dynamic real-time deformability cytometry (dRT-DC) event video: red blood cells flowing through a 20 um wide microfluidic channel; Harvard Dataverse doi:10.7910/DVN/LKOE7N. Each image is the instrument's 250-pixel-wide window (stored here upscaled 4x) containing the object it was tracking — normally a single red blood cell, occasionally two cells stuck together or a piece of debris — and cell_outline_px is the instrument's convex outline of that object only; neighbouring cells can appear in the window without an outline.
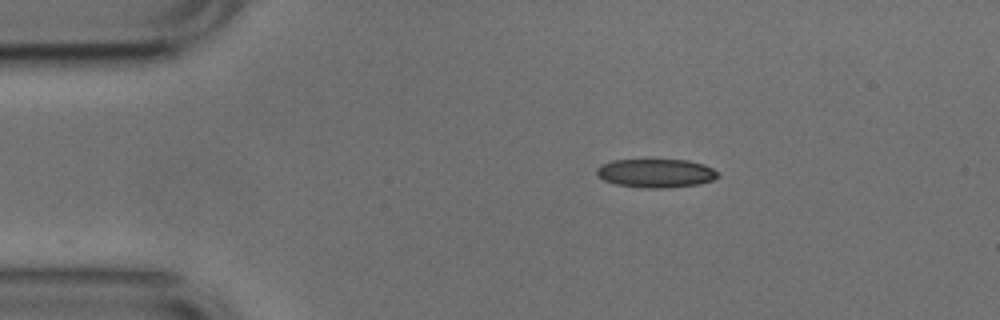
{"species": "common noctule bat (a hibernating species)", "species_latin": "Nyctalus noctula", "temperature_condition": "cold", "stored_images_in_passage": 20, "camera_frame_rate_fps": 3000, "um_per_image_px": 0.085, "animal": {"sex": "male", "body_mass_g": 17.9, "forearm_length_mm": 54.2}, "frame": {"image": 1, "passage_image": 1, "time_ms": 0.0, "image_size_px": [1000, 320], "cell_outline_px": [[720, 176], [712, 180], [696, 184], [668, 188], [644, 188], [616, 184], [604, 180], [596, 176], [596, 168], [600, 164], [612, 160], [688, 160], [704, 164], [720, 172]], "centroid_in_image_um": [55.74, 14.72], "position_along_channel_um": 29.3, "area_um2": 20.4}}
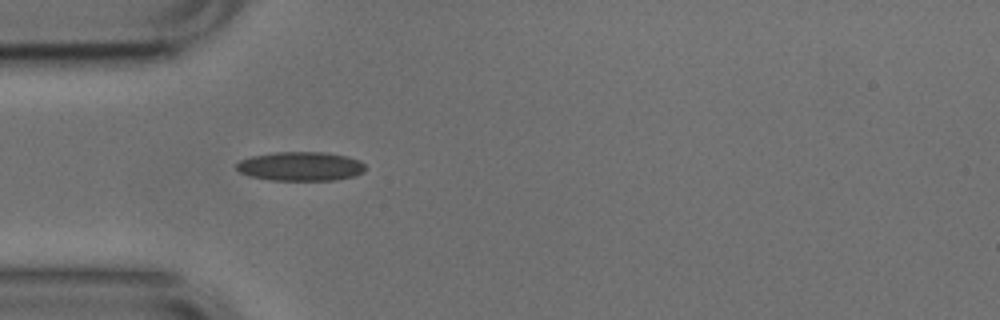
{"frame": {"image": 2, "passage_image": 7, "time_ms": 2.0, "image_size_px": [1000, 320], "cell_outline_px": [[364, 172], [352, 176], [336, 180], [272, 180], [248, 176], [240, 172], [236, 168], [236, 164], [240, 160], [252, 156], [272, 152], [324, 152], [348, 156], [360, 160], [364, 164]], "centroid_in_image_um": [25.54, 14.13], "position_along_channel_um": 59.5, "area_um2": 21.91}}
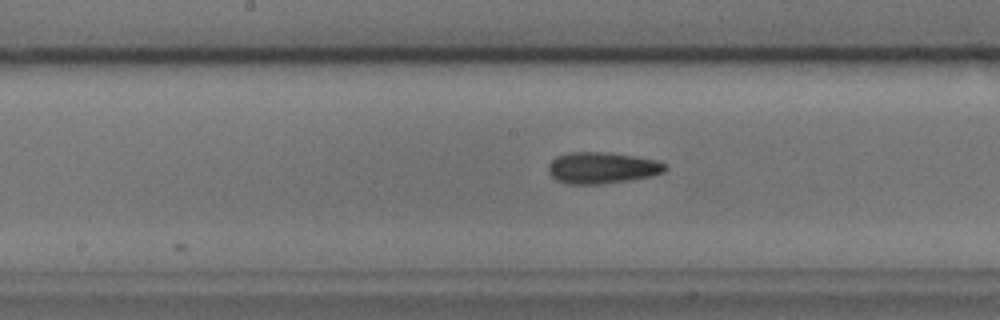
{"frame": {"image": 3, "passage_image": 18, "time_ms": 5.667, "image_size_px": [1000, 320], "cell_outline_px": [[668, 168], [664, 172], [652, 176], [628, 180], [600, 184], [568, 184], [556, 180], [548, 172], [548, 164], [556, 156], [568, 152], [608, 152], [656, 160], [664, 164]], "centroid_in_image_um": [51.14, 14.26], "position_along_channel_um": 197.1, "area_um2": 21.39}}